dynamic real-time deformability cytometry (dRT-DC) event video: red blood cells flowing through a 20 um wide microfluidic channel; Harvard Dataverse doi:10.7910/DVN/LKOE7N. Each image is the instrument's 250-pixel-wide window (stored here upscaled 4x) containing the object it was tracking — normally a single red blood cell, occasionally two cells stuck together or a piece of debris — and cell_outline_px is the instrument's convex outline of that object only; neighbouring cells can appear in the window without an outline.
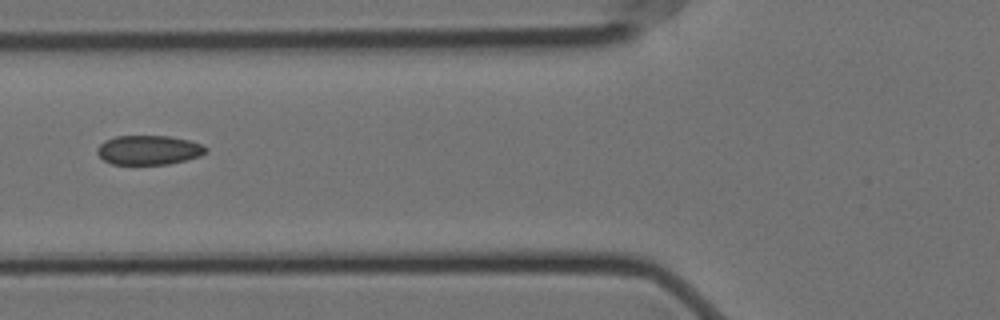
{"species": "Egyptian fruit bat (a non-hibernating species)", "species_latin": "Rousettus aegyptiacus", "temperature_condition": "cold", "stored_images_in_passage": 14, "camera_frame_rate_fps": 3000, "um_per_image_px": 0.085, "animal": {"sex": "female"}, "frame": {"image": 1, "passage_image": 6, "time_ms": 1.667, "image_size_px": [1000, 320], "cell_outline_px": [[208, 152], [200, 156], [168, 164], [112, 164], [104, 160], [96, 152], [96, 148], [104, 140], [116, 136], [168, 136], [188, 140], [200, 144], [208, 148]], "centroid_in_image_um": [12.63, 12.75], "position_along_channel_um": 113.2, "area_um2": 18.55}}
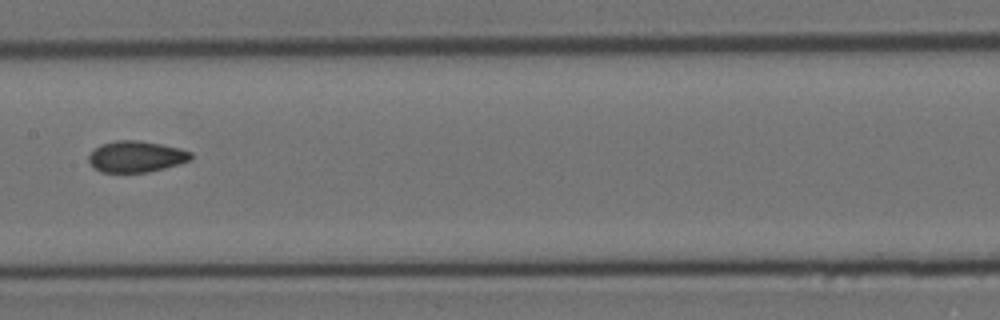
{"frame": {"image": 2, "passage_image": 8, "time_ms": 2.333, "image_size_px": [1000, 320], "cell_outline_px": [[192, 156], [188, 160], [164, 168], [148, 172], [100, 172], [88, 160], [88, 156], [100, 144], [116, 140], [140, 140], [180, 148], [192, 152]], "centroid_in_image_um": [11.56, 13.3], "position_along_channel_um": 195.8, "area_um2": 18.38}}
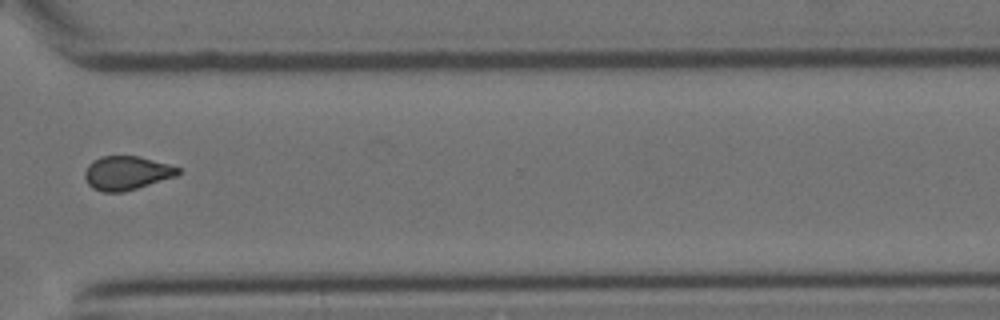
{"frame": {"image": 3, "passage_image": 12, "time_ms": 3.667, "image_size_px": [1000, 320], "cell_outline_px": [[180, 172], [176, 176], [124, 192], [100, 192], [92, 188], [88, 184], [84, 176], [84, 172], [88, 164], [92, 160], [100, 156], [140, 156], [168, 164], [180, 168]], "centroid_in_image_um": [10.73, 14.7], "position_along_channel_um": 359.9, "area_um2": 18.5}}